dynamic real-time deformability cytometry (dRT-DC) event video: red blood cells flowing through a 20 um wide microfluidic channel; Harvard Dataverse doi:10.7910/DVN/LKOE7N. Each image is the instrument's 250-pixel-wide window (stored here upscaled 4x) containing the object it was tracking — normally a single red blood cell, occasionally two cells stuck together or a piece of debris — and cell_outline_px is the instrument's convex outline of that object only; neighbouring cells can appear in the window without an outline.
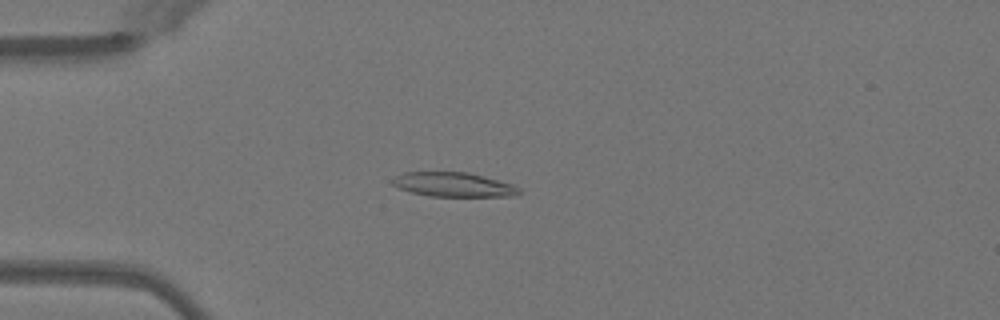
{"species": "Egyptian fruit bat (a non-hibernating species)", "species_latin": "Rousettus aegyptiacus", "temperature_condition": "warm", "stored_images_in_passage": 41, "camera_frame_rate_fps": 3000, "um_per_image_px": 0.085, "animal": {"sex": "female"}, "frame": {"image": 1, "passage_image": 4, "time_ms": 1.0, "image_size_px": [1000, 320], "cell_outline_px": [[520, 192], [512, 196], [428, 196], [412, 192], [400, 188], [392, 184], [392, 180], [396, 176], [404, 172], [468, 172], [512, 184], [520, 188]], "centroid_in_image_um": [38.53, 15.69], "position_along_channel_um": 46.5, "area_um2": 17.74}}
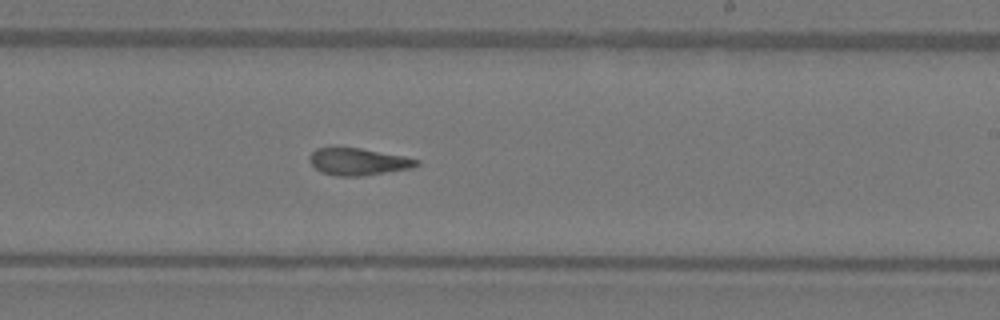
{"frame": {"image": 2, "passage_image": 21, "time_ms": 6.667, "image_size_px": [1000, 320], "cell_outline_px": [[420, 164], [412, 168], [360, 176], [336, 176], [320, 172], [308, 160], [308, 156], [316, 148], [360, 148], [404, 156], [420, 160]], "centroid_in_image_um": [30.44, 13.74], "position_along_channel_um": 258.6, "area_um2": 16.82}}
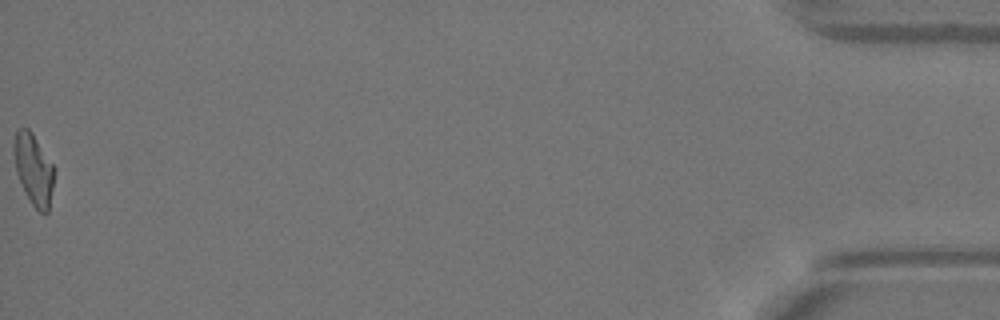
{"frame": {"image": 3, "passage_image": 41, "time_ms": 13.333, "image_size_px": [1000, 320], "cell_outline_px": [[56, 168], [48, 212], [44, 216], [32, 204], [24, 192], [16, 172], [12, 152], [12, 144], [16, 132], [20, 128], [28, 128], [32, 132]], "centroid_in_image_um": [2.85, 14.39], "position_along_channel_um": 432.3, "area_um2": 17.11}, "authors_computed_cell_mechanics": {"area_um2": 17.1088, "velocity_mm_per_s": 4.061, "shape_relaxation_time_tau1_ms": 5.9653, "shape_relaxation_time_tau2_ms": 3.0948, "deformation_change_tau1": 0.2479, "deformation_change_tau2": 0.1306}}